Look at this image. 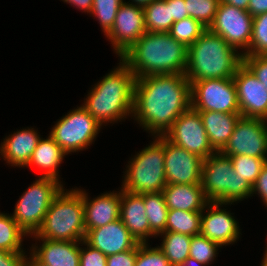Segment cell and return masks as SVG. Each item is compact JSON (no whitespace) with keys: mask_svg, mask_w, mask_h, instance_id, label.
<instances>
[{"mask_svg":"<svg viewBox=\"0 0 267 266\" xmlns=\"http://www.w3.org/2000/svg\"><path fill=\"white\" fill-rule=\"evenodd\" d=\"M233 203L209 202L202 211L200 234L221 247L233 245L240 238L239 222L224 207ZM223 207V209H222Z\"/></svg>","mask_w":267,"mask_h":266,"instance_id":"9a60e30c","label":"cell"},{"mask_svg":"<svg viewBox=\"0 0 267 266\" xmlns=\"http://www.w3.org/2000/svg\"><path fill=\"white\" fill-rule=\"evenodd\" d=\"M248 56H267V12L253 17Z\"/></svg>","mask_w":267,"mask_h":266,"instance_id":"d590c367","label":"cell"},{"mask_svg":"<svg viewBox=\"0 0 267 266\" xmlns=\"http://www.w3.org/2000/svg\"><path fill=\"white\" fill-rule=\"evenodd\" d=\"M66 4H71L70 6L72 7H76L77 9H79L80 11L82 10V12L84 13H89L92 10V6H93V0H61Z\"/></svg>","mask_w":267,"mask_h":266,"instance_id":"f6af8a7d","label":"cell"},{"mask_svg":"<svg viewBox=\"0 0 267 266\" xmlns=\"http://www.w3.org/2000/svg\"><path fill=\"white\" fill-rule=\"evenodd\" d=\"M39 133L35 128L27 127L5 136L0 144V158L9 166L25 168L41 138Z\"/></svg>","mask_w":267,"mask_h":266,"instance_id":"44dd1931","label":"cell"},{"mask_svg":"<svg viewBox=\"0 0 267 266\" xmlns=\"http://www.w3.org/2000/svg\"><path fill=\"white\" fill-rule=\"evenodd\" d=\"M263 254H264V257H263L261 263L263 265L267 266V245H266L265 253H263Z\"/></svg>","mask_w":267,"mask_h":266,"instance_id":"f907efd6","label":"cell"},{"mask_svg":"<svg viewBox=\"0 0 267 266\" xmlns=\"http://www.w3.org/2000/svg\"><path fill=\"white\" fill-rule=\"evenodd\" d=\"M243 63L267 89V56H243Z\"/></svg>","mask_w":267,"mask_h":266,"instance_id":"f35d334b","label":"cell"},{"mask_svg":"<svg viewBox=\"0 0 267 266\" xmlns=\"http://www.w3.org/2000/svg\"><path fill=\"white\" fill-rule=\"evenodd\" d=\"M220 2L248 11L249 0H220Z\"/></svg>","mask_w":267,"mask_h":266,"instance_id":"bcb514c9","label":"cell"},{"mask_svg":"<svg viewBox=\"0 0 267 266\" xmlns=\"http://www.w3.org/2000/svg\"><path fill=\"white\" fill-rule=\"evenodd\" d=\"M207 28L197 20L186 17L180 21H175L169 31V34L178 42L189 47L192 45Z\"/></svg>","mask_w":267,"mask_h":266,"instance_id":"4dcf8cb0","label":"cell"},{"mask_svg":"<svg viewBox=\"0 0 267 266\" xmlns=\"http://www.w3.org/2000/svg\"><path fill=\"white\" fill-rule=\"evenodd\" d=\"M221 152L227 156L267 158V120L240 116Z\"/></svg>","mask_w":267,"mask_h":266,"instance_id":"4fadbf2b","label":"cell"},{"mask_svg":"<svg viewBox=\"0 0 267 266\" xmlns=\"http://www.w3.org/2000/svg\"><path fill=\"white\" fill-rule=\"evenodd\" d=\"M123 2L124 0H93L90 16L98 20L105 36L111 31L117 11Z\"/></svg>","mask_w":267,"mask_h":266,"instance_id":"1f68e13d","label":"cell"},{"mask_svg":"<svg viewBox=\"0 0 267 266\" xmlns=\"http://www.w3.org/2000/svg\"><path fill=\"white\" fill-rule=\"evenodd\" d=\"M63 187L56 179L39 176L20 196L11 215L28 237L41 228L49 206Z\"/></svg>","mask_w":267,"mask_h":266,"instance_id":"ba28073f","label":"cell"},{"mask_svg":"<svg viewBox=\"0 0 267 266\" xmlns=\"http://www.w3.org/2000/svg\"><path fill=\"white\" fill-rule=\"evenodd\" d=\"M135 266H171L163 251L157 246L152 247L150 243H139L137 245V258Z\"/></svg>","mask_w":267,"mask_h":266,"instance_id":"8d00e7d4","label":"cell"},{"mask_svg":"<svg viewBox=\"0 0 267 266\" xmlns=\"http://www.w3.org/2000/svg\"><path fill=\"white\" fill-rule=\"evenodd\" d=\"M67 153L48 135L46 138H40L37 147L33 151L31 159L27 164V168L36 167L40 171L43 170L40 177H49L60 180L59 166Z\"/></svg>","mask_w":267,"mask_h":266,"instance_id":"cb8c5ba5","label":"cell"},{"mask_svg":"<svg viewBox=\"0 0 267 266\" xmlns=\"http://www.w3.org/2000/svg\"><path fill=\"white\" fill-rule=\"evenodd\" d=\"M242 63L239 51L207 29L188 47L185 75L190 82L233 78Z\"/></svg>","mask_w":267,"mask_h":266,"instance_id":"277c9868","label":"cell"},{"mask_svg":"<svg viewBox=\"0 0 267 266\" xmlns=\"http://www.w3.org/2000/svg\"><path fill=\"white\" fill-rule=\"evenodd\" d=\"M234 172L244 178L251 186L257 180L267 158H256L247 155L230 156Z\"/></svg>","mask_w":267,"mask_h":266,"instance_id":"d6a6232c","label":"cell"},{"mask_svg":"<svg viewBox=\"0 0 267 266\" xmlns=\"http://www.w3.org/2000/svg\"><path fill=\"white\" fill-rule=\"evenodd\" d=\"M79 266H107V256L88 245L85 241H80Z\"/></svg>","mask_w":267,"mask_h":266,"instance_id":"74e56055","label":"cell"},{"mask_svg":"<svg viewBox=\"0 0 267 266\" xmlns=\"http://www.w3.org/2000/svg\"><path fill=\"white\" fill-rule=\"evenodd\" d=\"M182 266H207L203 263L198 262L196 259L192 258V257H188L185 260V263Z\"/></svg>","mask_w":267,"mask_h":266,"instance_id":"c3c4849f","label":"cell"},{"mask_svg":"<svg viewBox=\"0 0 267 266\" xmlns=\"http://www.w3.org/2000/svg\"><path fill=\"white\" fill-rule=\"evenodd\" d=\"M28 257V258H27ZM24 266H46L42 264L39 260H37L31 253L28 256L26 254Z\"/></svg>","mask_w":267,"mask_h":266,"instance_id":"7dc6e473","label":"cell"},{"mask_svg":"<svg viewBox=\"0 0 267 266\" xmlns=\"http://www.w3.org/2000/svg\"><path fill=\"white\" fill-rule=\"evenodd\" d=\"M188 47L169 32L144 33L119 58L136 78L154 75L185 74Z\"/></svg>","mask_w":267,"mask_h":266,"instance_id":"7a4b0ae2","label":"cell"},{"mask_svg":"<svg viewBox=\"0 0 267 266\" xmlns=\"http://www.w3.org/2000/svg\"><path fill=\"white\" fill-rule=\"evenodd\" d=\"M248 12L253 17L267 12V0H249Z\"/></svg>","mask_w":267,"mask_h":266,"instance_id":"ee69618b","label":"cell"},{"mask_svg":"<svg viewBox=\"0 0 267 266\" xmlns=\"http://www.w3.org/2000/svg\"><path fill=\"white\" fill-rule=\"evenodd\" d=\"M252 28L253 16L248 11L220 2L208 30L221 36L237 51L241 49L242 56H248Z\"/></svg>","mask_w":267,"mask_h":266,"instance_id":"8fae6325","label":"cell"},{"mask_svg":"<svg viewBox=\"0 0 267 266\" xmlns=\"http://www.w3.org/2000/svg\"><path fill=\"white\" fill-rule=\"evenodd\" d=\"M167 184H200L203 158L176 146L164 137Z\"/></svg>","mask_w":267,"mask_h":266,"instance_id":"e0dca14e","label":"cell"},{"mask_svg":"<svg viewBox=\"0 0 267 266\" xmlns=\"http://www.w3.org/2000/svg\"><path fill=\"white\" fill-rule=\"evenodd\" d=\"M162 193L169 210L203 211L209 203L201 184H167Z\"/></svg>","mask_w":267,"mask_h":266,"instance_id":"603a6c76","label":"cell"},{"mask_svg":"<svg viewBox=\"0 0 267 266\" xmlns=\"http://www.w3.org/2000/svg\"><path fill=\"white\" fill-rule=\"evenodd\" d=\"M137 246L128 251L107 256V266H135Z\"/></svg>","mask_w":267,"mask_h":266,"instance_id":"ab89813d","label":"cell"},{"mask_svg":"<svg viewBox=\"0 0 267 266\" xmlns=\"http://www.w3.org/2000/svg\"><path fill=\"white\" fill-rule=\"evenodd\" d=\"M102 78L90 88L81 105L101 126L132 119L136 76L120 59L118 66Z\"/></svg>","mask_w":267,"mask_h":266,"instance_id":"3957f363","label":"cell"},{"mask_svg":"<svg viewBox=\"0 0 267 266\" xmlns=\"http://www.w3.org/2000/svg\"><path fill=\"white\" fill-rule=\"evenodd\" d=\"M84 241L106 256L128 251L139 244L120 218L105 226L88 230Z\"/></svg>","mask_w":267,"mask_h":266,"instance_id":"ac0fdd59","label":"cell"},{"mask_svg":"<svg viewBox=\"0 0 267 266\" xmlns=\"http://www.w3.org/2000/svg\"><path fill=\"white\" fill-rule=\"evenodd\" d=\"M191 107V84L185 74L136 78L132 118L150 136H164Z\"/></svg>","mask_w":267,"mask_h":266,"instance_id":"6da1fadb","label":"cell"},{"mask_svg":"<svg viewBox=\"0 0 267 266\" xmlns=\"http://www.w3.org/2000/svg\"><path fill=\"white\" fill-rule=\"evenodd\" d=\"M140 195L144 200L150 231L157 238L159 234L166 232V220L169 211L163 193H143Z\"/></svg>","mask_w":267,"mask_h":266,"instance_id":"4316f807","label":"cell"},{"mask_svg":"<svg viewBox=\"0 0 267 266\" xmlns=\"http://www.w3.org/2000/svg\"><path fill=\"white\" fill-rule=\"evenodd\" d=\"M164 137L172 144L203 159L216 152L210 144L199 111L192 107L174 121Z\"/></svg>","mask_w":267,"mask_h":266,"instance_id":"7c38bea8","label":"cell"},{"mask_svg":"<svg viewBox=\"0 0 267 266\" xmlns=\"http://www.w3.org/2000/svg\"><path fill=\"white\" fill-rule=\"evenodd\" d=\"M81 195L84 203L86 232L120 218L121 188L119 191L102 193L93 199H90L84 189H81Z\"/></svg>","mask_w":267,"mask_h":266,"instance_id":"d6986e66","label":"cell"},{"mask_svg":"<svg viewBox=\"0 0 267 266\" xmlns=\"http://www.w3.org/2000/svg\"><path fill=\"white\" fill-rule=\"evenodd\" d=\"M190 84L193 109L199 112L240 113L233 78L203 79Z\"/></svg>","mask_w":267,"mask_h":266,"instance_id":"30bf717a","label":"cell"},{"mask_svg":"<svg viewBox=\"0 0 267 266\" xmlns=\"http://www.w3.org/2000/svg\"><path fill=\"white\" fill-rule=\"evenodd\" d=\"M51 129L49 135L68 155L88 149L102 126L80 105L58 119Z\"/></svg>","mask_w":267,"mask_h":266,"instance_id":"9c48e42d","label":"cell"},{"mask_svg":"<svg viewBox=\"0 0 267 266\" xmlns=\"http://www.w3.org/2000/svg\"><path fill=\"white\" fill-rule=\"evenodd\" d=\"M146 32H169L172 24L170 5L166 0H155L144 8Z\"/></svg>","mask_w":267,"mask_h":266,"instance_id":"83f0119b","label":"cell"},{"mask_svg":"<svg viewBox=\"0 0 267 266\" xmlns=\"http://www.w3.org/2000/svg\"><path fill=\"white\" fill-rule=\"evenodd\" d=\"M152 140L150 145L129 159L121 189L133 194L157 193L167 185L164 136L153 137Z\"/></svg>","mask_w":267,"mask_h":266,"instance_id":"52a82bcc","label":"cell"},{"mask_svg":"<svg viewBox=\"0 0 267 266\" xmlns=\"http://www.w3.org/2000/svg\"><path fill=\"white\" fill-rule=\"evenodd\" d=\"M233 80L241 116L267 120V89L252 71L242 63Z\"/></svg>","mask_w":267,"mask_h":266,"instance_id":"2e32d148","label":"cell"},{"mask_svg":"<svg viewBox=\"0 0 267 266\" xmlns=\"http://www.w3.org/2000/svg\"><path fill=\"white\" fill-rule=\"evenodd\" d=\"M35 239L29 253L46 266H79L80 241ZM41 243L40 245L37 244ZM41 241V242H40Z\"/></svg>","mask_w":267,"mask_h":266,"instance_id":"ffe728a7","label":"cell"},{"mask_svg":"<svg viewBox=\"0 0 267 266\" xmlns=\"http://www.w3.org/2000/svg\"><path fill=\"white\" fill-rule=\"evenodd\" d=\"M189 17L197 20L207 29L212 24L220 0H184Z\"/></svg>","mask_w":267,"mask_h":266,"instance_id":"e575fe53","label":"cell"},{"mask_svg":"<svg viewBox=\"0 0 267 266\" xmlns=\"http://www.w3.org/2000/svg\"><path fill=\"white\" fill-rule=\"evenodd\" d=\"M27 234L18 226L9 213H0V249L8 252H27L22 247Z\"/></svg>","mask_w":267,"mask_h":266,"instance_id":"f546056e","label":"cell"},{"mask_svg":"<svg viewBox=\"0 0 267 266\" xmlns=\"http://www.w3.org/2000/svg\"><path fill=\"white\" fill-rule=\"evenodd\" d=\"M254 194H257L263 201V205L267 207V162L262 167L257 180L252 185V196H254Z\"/></svg>","mask_w":267,"mask_h":266,"instance_id":"60d3db41","label":"cell"},{"mask_svg":"<svg viewBox=\"0 0 267 266\" xmlns=\"http://www.w3.org/2000/svg\"><path fill=\"white\" fill-rule=\"evenodd\" d=\"M222 247L213 241H210L202 234L192 236L189 256L205 265H210L218 256V250Z\"/></svg>","mask_w":267,"mask_h":266,"instance_id":"836d02e7","label":"cell"},{"mask_svg":"<svg viewBox=\"0 0 267 266\" xmlns=\"http://www.w3.org/2000/svg\"><path fill=\"white\" fill-rule=\"evenodd\" d=\"M153 1H155V0H129L127 3L130 2V4H134L136 6H140V7L144 8L145 6L149 5Z\"/></svg>","mask_w":267,"mask_h":266,"instance_id":"681fc988","label":"cell"},{"mask_svg":"<svg viewBox=\"0 0 267 266\" xmlns=\"http://www.w3.org/2000/svg\"><path fill=\"white\" fill-rule=\"evenodd\" d=\"M211 146L221 151L228 143L240 113H223L216 111L199 112Z\"/></svg>","mask_w":267,"mask_h":266,"instance_id":"d4e9b609","label":"cell"},{"mask_svg":"<svg viewBox=\"0 0 267 266\" xmlns=\"http://www.w3.org/2000/svg\"><path fill=\"white\" fill-rule=\"evenodd\" d=\"M146 33L144 9L127 3L121 4L111 31L105 36L118 57L124 54L141 36Z\"/></svg>","mask_w":267,"mask_h":266,"instance_id":"5bb4252c","label":"cell"},{"mask_svg":"<svg viewBox=\"0 0 267 266\" xmlns=\"http://www.w3.org/2000/svg\"><path fill=\"white\" fill-rule=\"evenodd\" d=\"M143 197L121 189L120 220L139 243L156 236L150 231Z\"/></svg>","mask_w":267,"mask_h":266,"instance_id":"7402d4cb","label":"cell"},{"mask_svg":"<svg viewBox=\"0 0 267 266\" xmlns=\"http://www.w3.org/2000/svg\"><path fill=\"white\" fill-rule=\"evenodd\" d=\"M202 211L169 210L166 232H177L189 236L200 234Z\"/></svg>","mask_w":267,"mask_h":266,"instance_id":"f1b7e54d","label":"cell"},{"mask_svg":"<svg viewBox=\"0 0 267 266\" xmlns=\"http://www.w3.org/2000/svg\"><path fill=\"white\" fill-rule=\"evenodd\" d=\"M84 203L80 188L63 187L55 196L41 228L29 238H42L58 241H84Z\"/></svg>","mask_w":267,"mask_h":266,"instance_id":"5b68a950","label":"cell"},{"mask_svg":"<svg viewBox=\"0 0 267 266\" xmlns=\"http://www.w3.org/2000/svg\"><path fill=\"white\" fill-rule=\"evenodd\" d=\"M157 237H162L158 247L163 251L170 265L182 266L189 257L192 236L177 232H163Z\"/></svg>","mask_w":267,"mask_h":266,"instance_id":"484cf974","label":"cell"},{"mask_svg":"<svg viewBox=\"0 0 267 266\" xmlns=\"http://www.w3.org/2000/svg\"><path fill=\"white\" fill-rule=\"evenodd\" d=\"M166 1L170 5L171 19H173L174 22L180 21L188 17L187 8L184 0H166Z\"/></svg>","mask_w":267,"mask_h":266,"instance_id":"7bdbcfd3","label":"cell"},{"mask_svg":"<svg viewBox=\"0 0 267 266\" xmlns=\"http://www.w3.org/2000/svg\"><path fill=\"white\" fill-rule=\"evenodd\" d=\"M26 252H8L0 249V266H24Z\"/></svg>","mask_w":267,"mask_h":266,"instance_id":"b9f144b4","label":"cell"},{"mask_svg":"<svg viewBox=\"0 0 267 266\" xmlns=\"http://www.w3.org/2000/svg\"><path fill=\"white\" fill-rule=\"evenodd\" d=\"M200 184L209 202L237 204L252 197V186L236 175L230 156L221 151L203 160Z\"/></svg>","mask_w":267,"mask_h":266,"instance_id":"8992f818","label":"cell"}]
</instances>
